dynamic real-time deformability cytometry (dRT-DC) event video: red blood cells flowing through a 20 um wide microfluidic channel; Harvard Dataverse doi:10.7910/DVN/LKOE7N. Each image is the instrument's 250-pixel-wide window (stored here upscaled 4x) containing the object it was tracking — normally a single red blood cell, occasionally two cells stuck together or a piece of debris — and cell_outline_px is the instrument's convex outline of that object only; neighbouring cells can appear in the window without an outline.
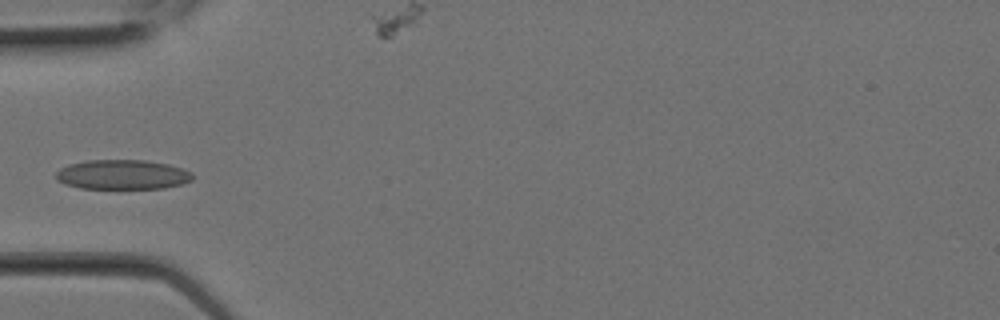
{"species": "Egyptian fruit bat (a non-hibernating species)", "species_latin": "Rousettus aegyptiacus", "temperature_condition": "room temperature", "stored_images_in_passage": 1, "camera_frame_rate_fps": 3000, "um_per_image_px": 0.085, "animal": {"sex": "female"}, "frame": {"image": 1, "passage_image": 1, "time_ms": 0.0, "image_size_px": [1000, 320], "cell_outline_px": [[192, 180], [184, 184], [164, 188], [80, 188], [64, 184], [56, 180], [56, 172], [60, 168], [68, 164], [88, 160], [144, 160], [168, 164], [192, 172]], "centroid_in_image_um": [10.39, 14.84], "position_along_channel_um": 74.6, "area_um2": 23.64}}